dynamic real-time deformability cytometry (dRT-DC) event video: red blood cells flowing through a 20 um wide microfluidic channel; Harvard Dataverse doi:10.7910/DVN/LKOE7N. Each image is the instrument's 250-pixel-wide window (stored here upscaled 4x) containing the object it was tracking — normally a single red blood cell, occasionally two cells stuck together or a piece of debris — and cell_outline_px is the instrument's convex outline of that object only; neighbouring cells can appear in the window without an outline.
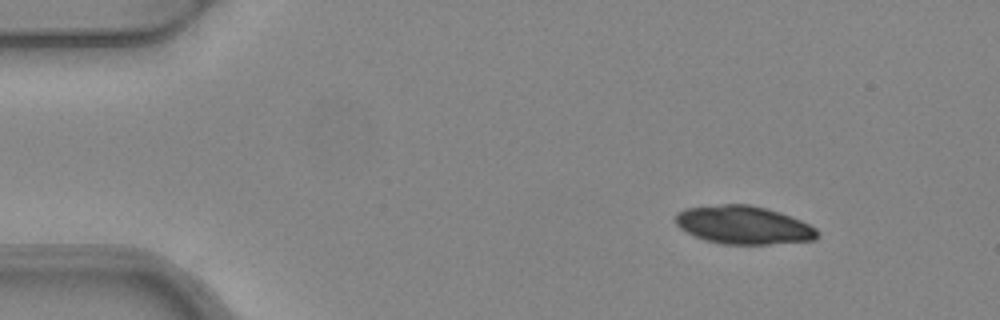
{"species": "common noctule bat (a hibernating species)", "species_latin": "Nyctalus noctula", "temperature_condition": "warm", "stored_images_in_passage": 4, "camera_frame_rate_fps": 3000, "um_per_image_px": 0.085, "animal": {"sex": "female", "body_mass_g": 24.6, "forearm_length_mm": 56.2}, "frame": {"image": 1, "passage_image": 1, "time_ms": 0.0, "image_size_px": [1000, 320], "cell_outline_px": [[820, 236], [816, 240], [768, 244], [720, 244], [704, 240], [680, 228], [676, 224], [676, 212], [684, 208], [720, 204], [748, 204], [768, 208], [780, 212], [800, 220], [816, 228], [820, 232]], "centroid_in_image_um": [63.22, 19.12], "position_along_channel_um": 21.8, "area_um2": 31.79}}